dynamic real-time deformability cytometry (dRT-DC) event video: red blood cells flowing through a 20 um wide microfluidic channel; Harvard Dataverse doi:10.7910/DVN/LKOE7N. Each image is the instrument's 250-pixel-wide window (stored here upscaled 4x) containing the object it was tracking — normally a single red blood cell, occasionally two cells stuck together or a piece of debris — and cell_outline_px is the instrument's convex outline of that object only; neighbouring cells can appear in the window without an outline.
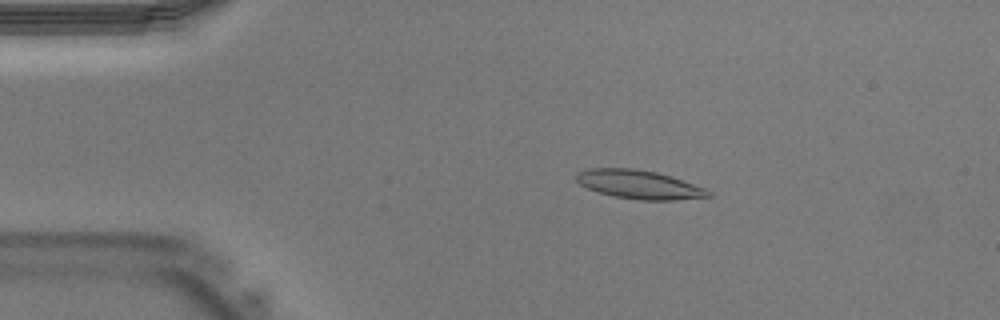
{"species": "Egyptian fruit bat (a non-hibernating species)", "species_latin": "Rousettus aegyptiacus", "temperature_condition": "warm", "stored_images_in_passage": 36, "camera_frame_rate_fps": 3000, "um_per_image_px": 0.085, "animal": {"sex": "male"}, "frame": {"image": 1, "passage_image": 3, "time_ms": 0.667, "image_size_px": [1000, 320], "cell_outline_px": [[712, 196], [672, 200], [640, 200], [612, 196], [588, 188], [580, 184], [576, 180], [576, 172], [588, 168], [636, 168], [656, 172], [704, 188], [712, 192]], "centroid_in_image_um": [54.27, 15.68], "position_along_channel_um": 30.7, "area_um2": 21.85}}
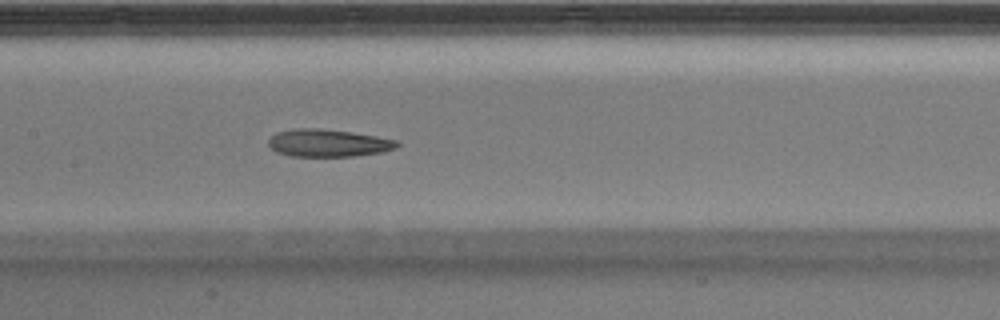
{"frame": {"image": 2, "passage_image": 15, "time_ms": 4.667, "image_size_px": [1000, 320], "cell_outline_px": [[400, 144], [396, 148], [380, 152], [352, 156], [292, 156], [276, 152], [268, 144], [268, 140], [276, 132], [292, 128], [320, 128], [352, 132], [400, 140]], "centroid_in_image_um": [27.9, 12.14], "position_along_channel_um": 179.5, "area_um2": 20.69}}
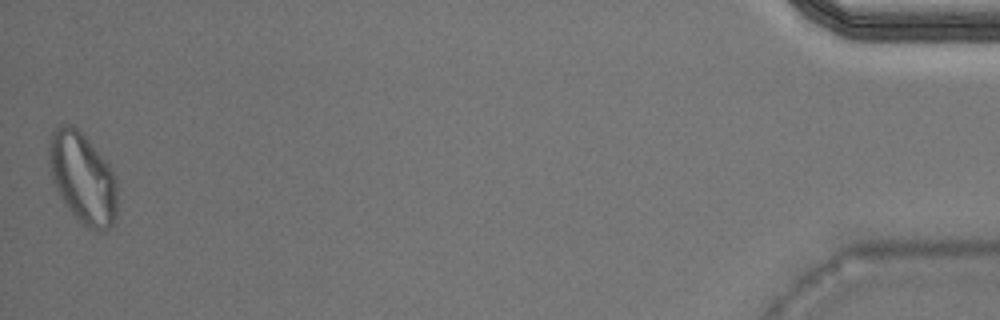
{"frame": {"image": 3, "passage_image": 36, "time_ms": 11.667, "image_size_px": [1000, 320], "cell_outline_px": [[116, 216], [112, 224], [104, 232], [96, 232], [88, 228], [68, 208], [60, 196], [52, 180], [48, 164], [48, 148], [52, 132], [60, 124], [72, 124], [84, 136], [108, 164], [116, 180]], "centroid_in_image_um": [7.0, 15.14], "position_along_channel_um": 428.2, "area_um2": 35.84}}